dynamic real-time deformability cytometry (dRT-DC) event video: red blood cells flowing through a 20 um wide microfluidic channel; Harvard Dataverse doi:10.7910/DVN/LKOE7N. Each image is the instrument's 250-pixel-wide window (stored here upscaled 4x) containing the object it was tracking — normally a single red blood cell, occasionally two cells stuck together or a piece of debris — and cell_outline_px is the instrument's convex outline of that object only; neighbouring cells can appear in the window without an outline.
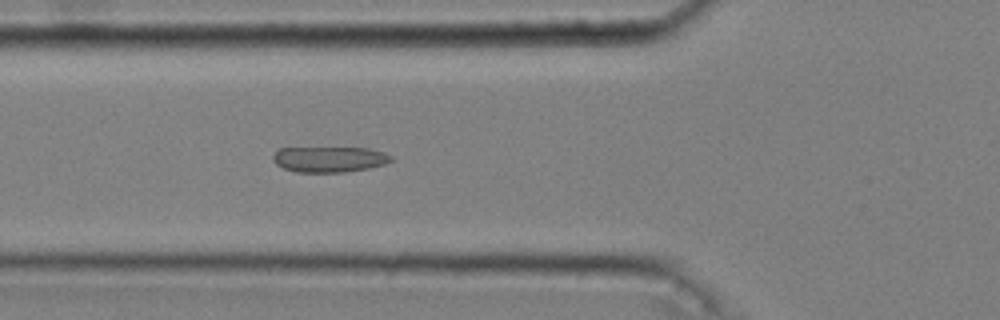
{"species": "common noctule bat (a hibernating species)", "species_latin": "Nyctalus noctula", "temperature_condition": "cold", "stored_images_in_passage": 18, "camera_frame_rate_fps": 3000, "um_per_image_px": 0.085, "animal": {"sex": "male", "body_mass_g": 20.4}, "frame": {"image": 1, "passage_image": 18, "time_ms": 5.667, "image_size_px": [1000, 320], "cell_outline_px": [[392, 160], [384, 164], [368, 168], [344, 172], [296, 172], [284, 168], [276, 164], [272, 160], [272, 156], [280, 148], [368, 148], [384, 152], [392, 156]], "centroid_in_image_um": [27.99, 13.54], "position_along_channel_um": 97.8, "area_um2": 17.57}}